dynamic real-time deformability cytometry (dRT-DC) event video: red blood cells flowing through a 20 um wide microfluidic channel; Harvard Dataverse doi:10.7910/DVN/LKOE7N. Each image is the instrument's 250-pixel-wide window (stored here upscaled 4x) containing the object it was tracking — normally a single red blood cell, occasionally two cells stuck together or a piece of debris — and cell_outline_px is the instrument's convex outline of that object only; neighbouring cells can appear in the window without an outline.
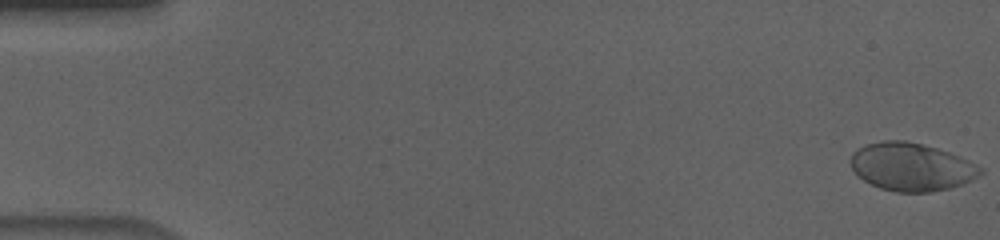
{"species": "human", "species_latin": "Homo sapiens", "temperature_condition": "cold", "stored_images_in_passage": 57, "camera_frame_rate_fps": 3000, "um_per_image_px": 0.085, "donor": {"sex": "male"}, "frame": {"image": 1, "passage_image": 1, "time_ms": 0.0, "image_size_px": [1000, 240], "cell_outline_px": [[984, 172], [960, 184], [948, 188], [932, 192], [896, 192], [880, 188], [864, 180], [852, 168], [852, 152], [856, 148], [864, 144], [884, 140], [904, 140], [936, 148], [960, 156], [984, 168]], "centroid_in_image_um": [77.45, 14.17], "position_along_channel_um": 7.5, "area_um2": 35.95}}
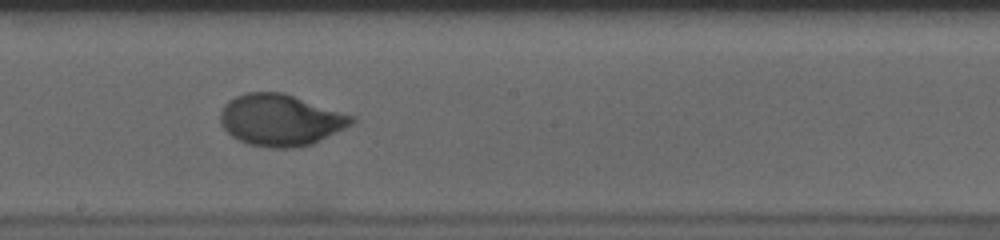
{"frame": {"image": 2, "passage_image": 32, "time_ms": 10.333, "image_size_px": [1000, 240], "cell_outline_px": [[356, 120], [352, 124], [312, 144], [292, 148], [268, 148], [248, 144], [232, 136], [220, 124], [220, 112], [224, 104], [228, 100], [236, 96], [248, 92], [280, 92], [356, 116]], "centroid_in_image_um": [23.82, 10.21], "position_along_channel_um": 224.4, "area_um2": 39.3}}
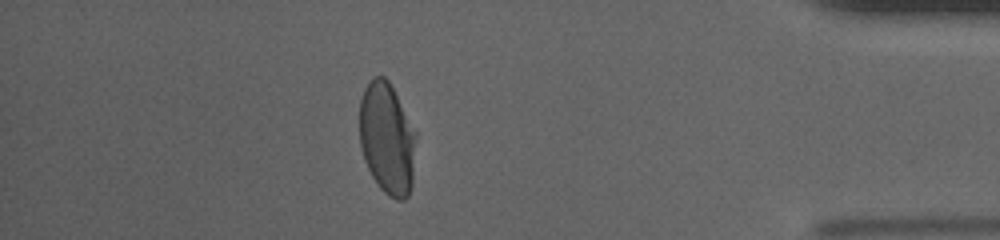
{"frame": {"image": 3, "passage_image": 50, "time_ms": 16.333, "image_size_px": [1000, 240], "cell_outline_px": [[416, 136], [412, 184], [408, 196], [404, 200], [396, 200], [388, 196], [380, 188], [372, 176], [364, 160], [360, 144], [360, 100], [364, 88], [372, 76], [384, 76], [388, 80], [416, 132]], "centroid_in_image_um": [32.89, 11.78], "position_along_channel_um": 402.3, "area_um2": 36.82}, "authors_computed_cell_mechanics": {"area_um2": 37.859, "velocity_mm_per_s": 3.6246, "shape_relaxation_time_tau1_ms": 3.7287, "shape_relaxation_time_tau2_ms": null, "deformation_change_tau1": 0.1607, "deformation_change_tau2": null}}